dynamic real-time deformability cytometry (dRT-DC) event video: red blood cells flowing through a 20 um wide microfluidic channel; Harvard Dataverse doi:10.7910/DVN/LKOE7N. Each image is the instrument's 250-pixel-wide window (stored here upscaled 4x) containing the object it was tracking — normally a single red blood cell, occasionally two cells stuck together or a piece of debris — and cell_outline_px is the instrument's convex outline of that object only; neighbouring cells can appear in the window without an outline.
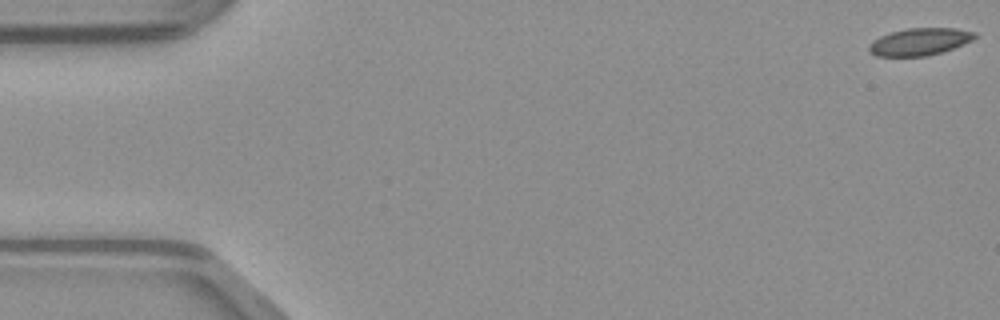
{"species": "common noctule bat (a hibernating species)", "species_latin": "Nyctalus noctula", "temperature_condition": "warm", "stored_images_in_passage": 49, "camera_frame_rate_fps": 3000, "um_per_image_px": 0.085, "animal": {"sex": "male", "body_mass_g": 23.1, "forearm_length_mm": 52.7}, "frame": {"image": 1, "passage_image": 1, "time_ms": 0.0, "image_size_px": [1000, 320], "cell_outline_px": [[976, 36], [972, 40], [964, 44], [928, 56], [876, 56], [868, 52], [868, 44], [872, 40], [880, 36], [892, 32], [908, 28], [956, 28], [976, 32]], "centroid_in_image_um": [78.14, 3.54], "position_along_channel_um": 6.9, "area_um2": 16.82}}
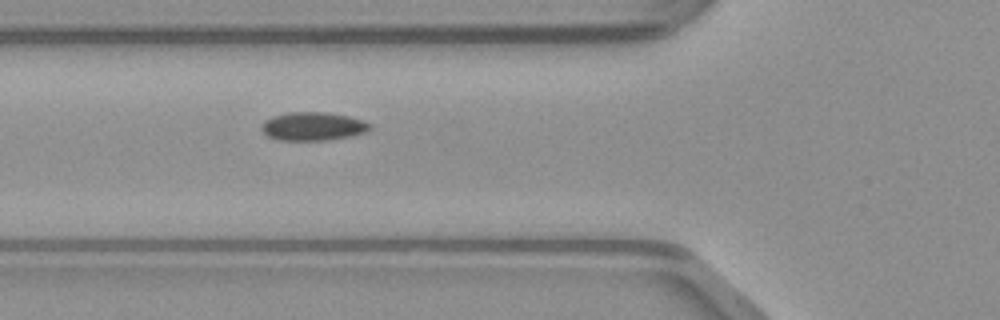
{"frame": {"image": 2, "passage_image": 18, "time_ms": 5.667, "image_size_px": [1000, 320], "cell_outline_px": [[372, 128], [368, 132], [352, 136], [328, 140], [280, 140], [268, 136], [260, 128], [260, 124], [264, 120], [272, 116], [288, 112], [324, 112], [348, 116], [364, 120], [372, 124]], "centroid_in_image_um": [26.63, 10.73], "position_along_channel_um": 99.2, "area_um2": 18.21}}
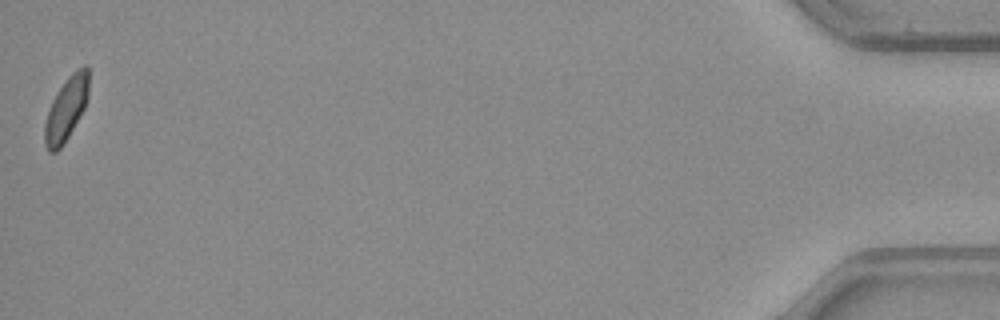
{"frame": {"image": 3, "passage_image": 49, "time_ms": 16.0, "image_size_px": [1000, 320], "cell_outline_px": [[88, 96], [84, 108], [68, 136], [60, 148], [56, 152], [48, 152], [44, 144], [44, 124], [52, 100], [68, 76], [76, 68], [84, 64], [88, 64]], "centroid_in_image_um": [5.62, 9.23], "position_along_channel_um": 429.6, "area_um2": 16.18}}